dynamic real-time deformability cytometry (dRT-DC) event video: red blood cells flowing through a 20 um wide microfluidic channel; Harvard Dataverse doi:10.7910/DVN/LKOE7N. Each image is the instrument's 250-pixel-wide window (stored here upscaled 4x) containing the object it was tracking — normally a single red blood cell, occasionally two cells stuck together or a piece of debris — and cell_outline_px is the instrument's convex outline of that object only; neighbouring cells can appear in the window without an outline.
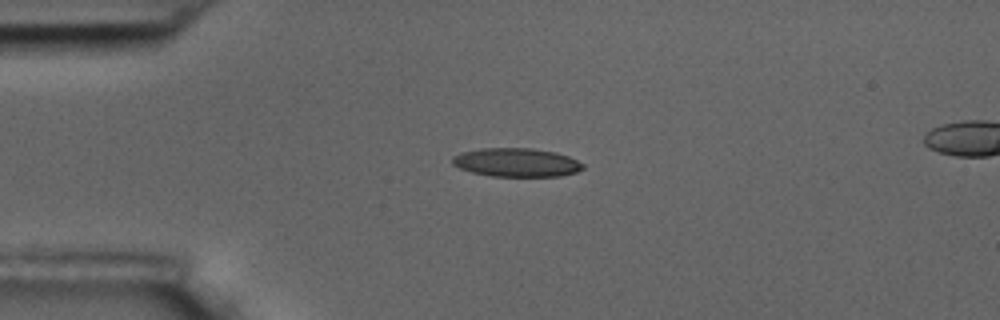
{"species": "common noctule bat (a hibernating species)", "species_latin": "Nyctalus noctula", "temperature_condition": "room temperature", "stored_images_in_passage": 3, "camera_frame_rate_fps": 3000, "um_per_image_px": 0.085, "animal": {"sex": "male", "body_mass_g": 17.5, "forearm_length_mm": 52.3}, "frame": {"image": 1, "passage_image": 1, "time_ms": 0.0, "image_size_px": [1000, 320], "cell_outline_px": [[584, 168], [576, 172], [560, 176], [492, 176], [472, 172], [460, 168], [452, 164], [452, 156], [460, 152], [480, 148], [532, 148], [556, 152], [568, 156], [584, 164]], "centroid_in_image_um": [43.88, 13.8], "position_along_channel_um": 41.1, "area_um2": 21.85}}